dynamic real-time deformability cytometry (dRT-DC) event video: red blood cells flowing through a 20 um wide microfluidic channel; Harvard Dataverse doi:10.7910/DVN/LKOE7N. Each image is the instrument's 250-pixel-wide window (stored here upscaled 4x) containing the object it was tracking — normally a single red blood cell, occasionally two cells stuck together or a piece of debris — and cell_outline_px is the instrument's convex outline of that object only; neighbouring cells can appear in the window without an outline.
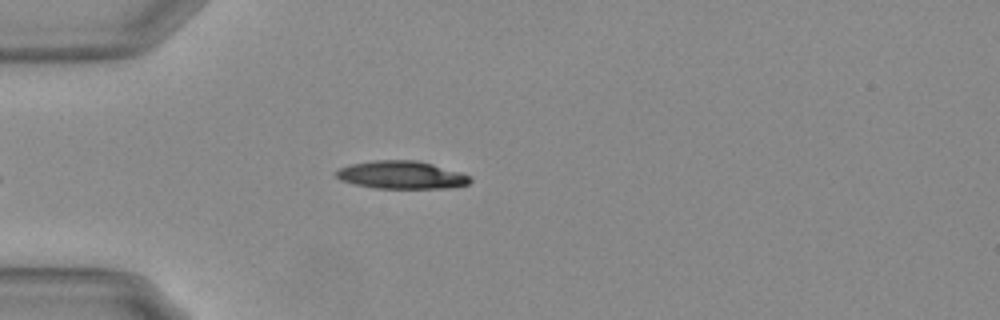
{"species": "Egyptian fruit bat (a non-hibernating species)", "species_latin": "Rousettus aegyptiacus", "temperature_condition": "warm", "stored_images_in_passage": 37, "camera_frame_rate_fps": 3000, "um_per_image_px": 0.085, "animal": {"sex": "female"}, "frame": {"image": 1, "passage_image": 1, "time_ms": 0.0, "image_size_px": [1000, 320], "cell_outline_px": [[472, 180], [468, 184], [448, 188], [376, 188], [356, 184], [340, 180], [336, 176], [336, 172], [340, 168], [352, 164], [372, 160], [416, 160], [432, 164], [460, 172], [468, 176]], "centroid_in_image_um": [34.12, 14.87], "position_along_channel_um": 50.9, "area_um2": 21.5}}
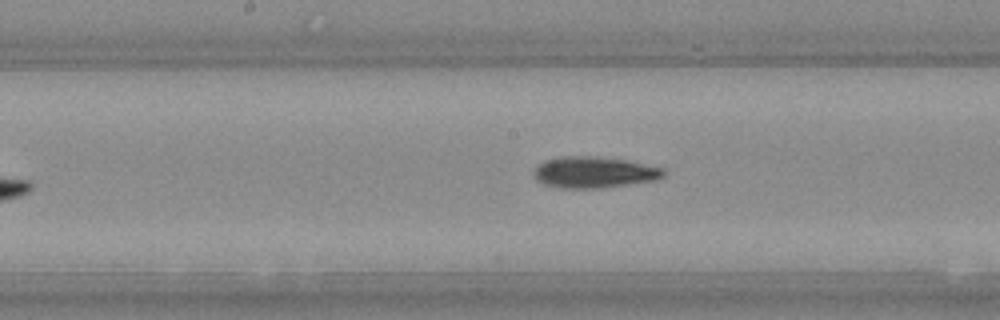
{"frame": {"image": 2, "passage_image": 14, "time_ms": 4.333, "image_size_px": [1000, 320], "cell_outline_px": [[664, 176], [656, 180], [600, 188], [560, 188], [544, 184], [536, 180], [532, 176], [532, 172], [544, 160], [560, 156], [600, 156], [628, 160], [664, 168]], "centroid_in_image_um": [50.47, 14.63], "position_along_channel_um": 197.7, "area_um2": 23.87}}
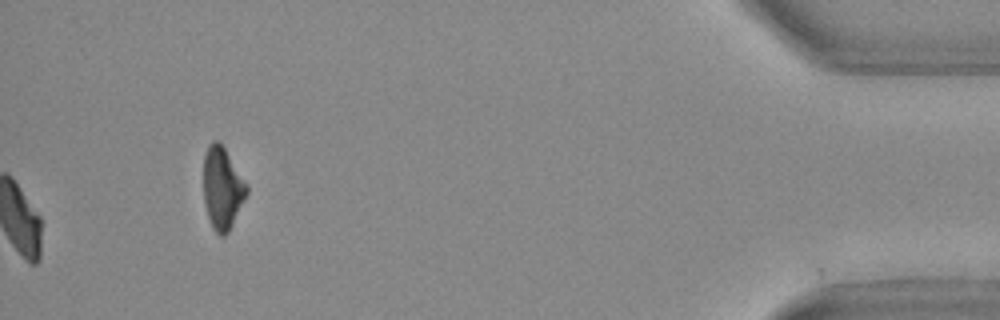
{"frame": {"image": 3, "passage_image": 37, "time_ms": 12.0, "image_size_px": [1000, 320], "cell_outline_px": [[248, 192], [228, 232], [224, 236], [220, 236], [212, 228], [208, 216], [204, 200], [204, 156], [208, 144], [212, 140], [220, 140], [248, 184]], "centroid_in_image_um": [18.9, 15.94], "position_along_channel_um": 416.3, "area_um2": 20.75}, "authors_computed_cell_mechanics": {"area_um2": 22.1374, "velocity_mm_per_s": 3.7108, "shape_relaxation_time_tau1_ms": 4.475, "shape_relaxation_time_tau2_ms": 7.0262, "deformation_change_tau1": 0.1728, "deformation_change_tau2": 0.1874}}